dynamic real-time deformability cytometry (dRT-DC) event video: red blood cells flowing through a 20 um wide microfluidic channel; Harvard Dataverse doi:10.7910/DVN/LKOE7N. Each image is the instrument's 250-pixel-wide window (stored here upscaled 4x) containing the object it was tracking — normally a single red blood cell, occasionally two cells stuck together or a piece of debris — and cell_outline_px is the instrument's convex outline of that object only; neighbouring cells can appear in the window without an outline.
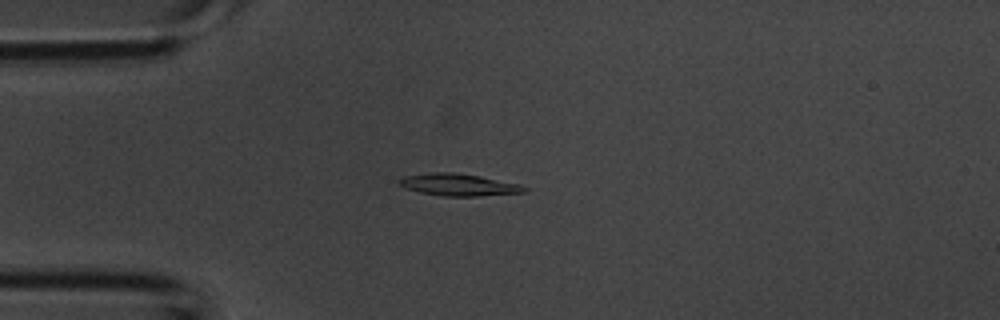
{"species": "common noctule bat (a hibernating species)", "species_latin": "Nyctalus noctula", "temperature_condition": "room temperature", "stored_images_in_passage": 35, "camera_frame_rate_fps": 3000, "um_per_image_px": 0.085, "animal": {"sex": "male", "body_mass_g": 20.1, "forearm_length_mm": 53.5}, "frame": {"image": 1, "passage_image": 4, "time_ms": 1.0, "image_size_px": [1000, 320], "cell_outline_px": [[528, 192], [476, 196], [444, 196], [420, 192], [404, 188], [396, 180], [404, 176], [432, 172], [456, 172], [480, 176], [520, 184], [528, 188]], "centroid_in_image_um": [38.99, 15.7], "position_along_channel_um": 46.0, "area_um2": 16.18}}
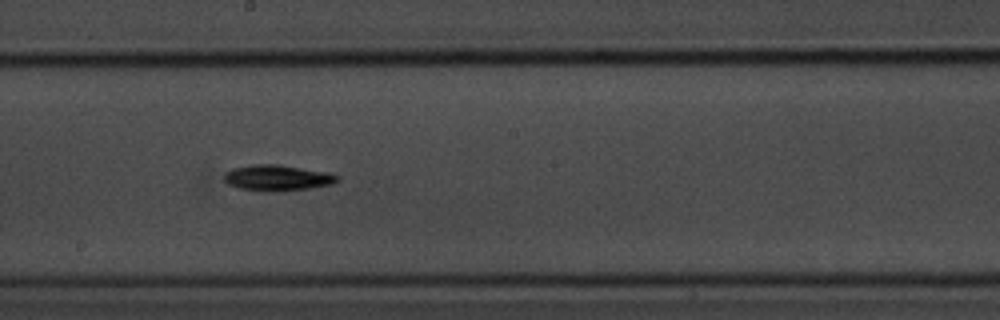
{"frame": {"image": 2, "passage_image": 16, "time_ms": 5.0, "image_size_px": [1000, 320], "cell_outline_px": [[340, 180], [332, 184], [308, 188], [264, 192], [240, 188], [228, 184], [224, 180], [224, 172], [232, 168], [252, 164], [276, 164], [332, 172], [340, 176]], "centroid_in_image_um": [23.59, 15.1], "position_along_channel_um": 224.6, "area_um2": 17.22}}
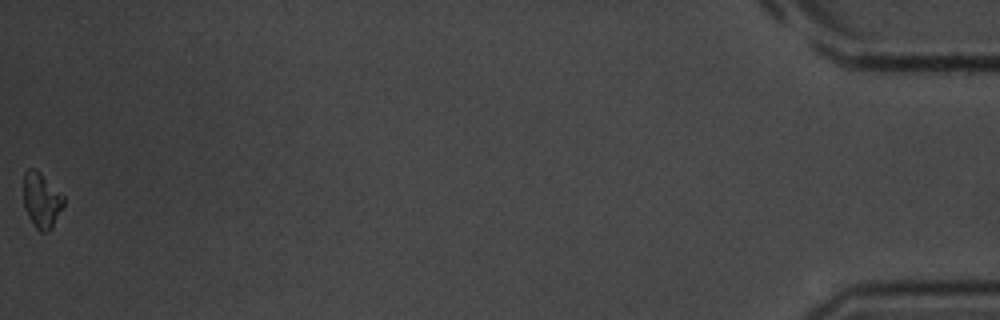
{"frame": {"image": 3, "passage_image": 35, "time_ms": 11.333, "image_size_px": [1000, 320], "cell_outline_px": [[64, 204], [52, 228], [48, 232], [40, 232], [32, 224], [24, 208], [24, 172], [28, 168], [36, 168], [64, 196]], "centroid_in_image_um": [3.52, 17.03], "position_along_channel_um": 431.7, "area_um2": 13.01}}